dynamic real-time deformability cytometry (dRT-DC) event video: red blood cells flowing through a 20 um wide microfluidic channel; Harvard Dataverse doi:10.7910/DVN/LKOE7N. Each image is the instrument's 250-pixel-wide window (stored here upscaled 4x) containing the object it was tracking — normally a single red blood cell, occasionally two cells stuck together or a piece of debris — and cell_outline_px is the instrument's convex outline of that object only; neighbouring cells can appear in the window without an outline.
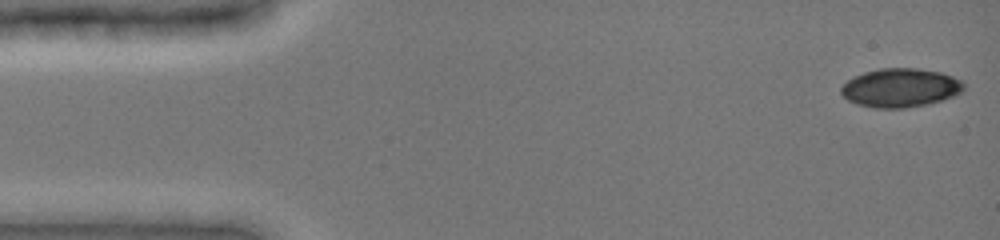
{"species": "common noctule bat (a hibernating species)", "species_latin": "Nyctalus noctula", "temperature_condition": "cold", "stored_images_in_passage": 47, "camera_frame_rate_fps": 3000, "um_per_image_px": 0.085, "animal": {"sex": "female", "body_mass_g": 19.0, "forearm_length_mm": 51.5}, "frame": {"image": 1, "passage_image": 1, "time_ms": 0.0, "image_size_px": [1000, 240], "cell_outline_px": [[964, 88], [960, 92], [952, 96], [928, 104], [904, 108], [876, 108], [856, 104], [848, 100], [840, 92], [840, 88], [848, 80], [864, 72], [880, 68], [916, 68], [940, 72], [964, 80]], "centroid_in_image_um": [76.53, 7.46], "position_along_channel_um": 8.5, "area_um2": 27.63}}
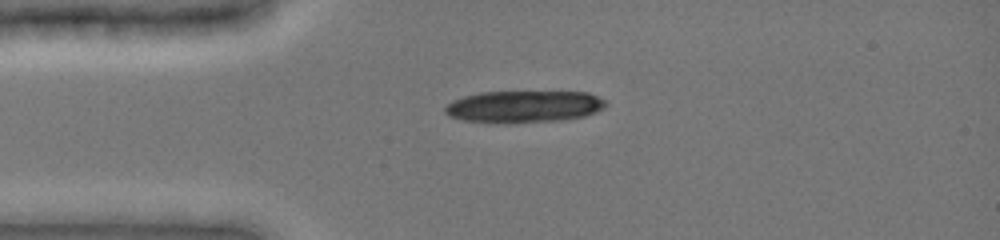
{"frame": {"image": 2, "passage_image": 11, "time_ms": 3.333, "image_size_px": [1000, 240], "cell_outline_px": [[608, 104], [604, 108], [596, 112], [584, 116], [560, 120], [464, 120], [448, 116], [444, 112], [444, 108], [452, 100], [464, 96], [480, 92], [588, 92], [604, 100]], "centroid_in_image_um": [44.56, 9.01], "position_along_channel_um": 40.4, "area_um2": 28.73}}
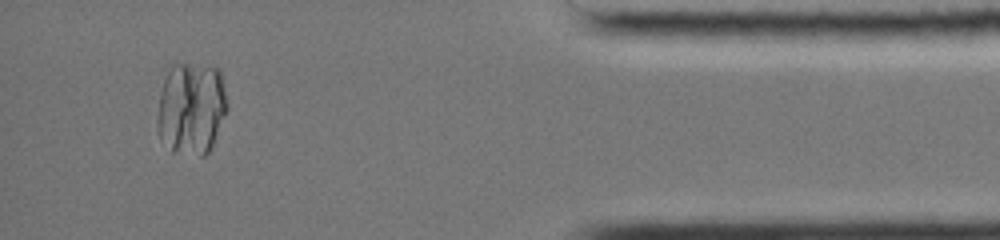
{"frame": {"image": 3, "passage_image": 44, "time_ms": 14.333, "image_size_px": [1000, 240], "cell_outline_px": [[228, 108], [212, 144], [208, 152], [204, 156], [200, 156], [172, 152], [160, 136], [156, 124], [156, 116], [160, 92], [164, 80], [172, 64], [176, 60], [216, 68], [220, 72], [228, 104]], "centroid_in_image_um": [16.24, 9.18], "position_along_channel_um": 419.0, "area_um2": 38.15}}